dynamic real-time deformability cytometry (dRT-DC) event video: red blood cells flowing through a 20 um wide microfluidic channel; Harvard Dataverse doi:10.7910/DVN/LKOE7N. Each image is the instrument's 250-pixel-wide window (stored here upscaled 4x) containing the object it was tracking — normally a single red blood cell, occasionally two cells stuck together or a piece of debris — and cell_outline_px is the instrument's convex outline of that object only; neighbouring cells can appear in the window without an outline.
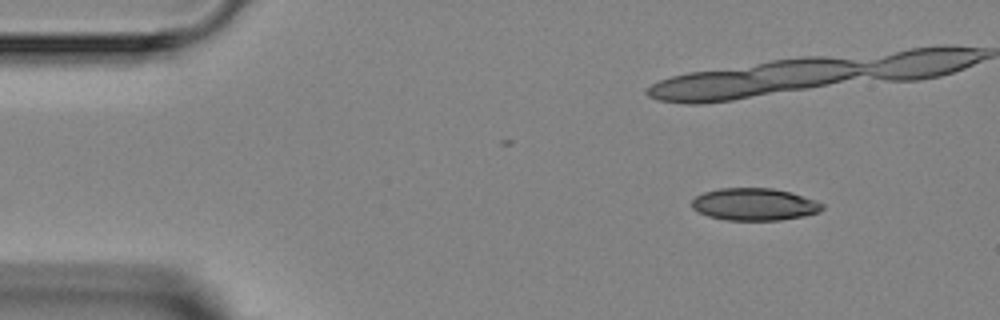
{"species": "Egyptian fruit bat (a non-hibernating species)", "species_latin": "Rousettus aegyptiacus", "temperature_condition": "room temperature", "stored_images_in_passage": 3, "camera_frame_rate_fps": 3000, "um_per_image_px": 0.085, "animal": {"sex": "female"}, "frame": {"image": 1, "passage_image": 1, "time_ms": 0.0, "image_size_px": [1000, 320], "cell_outline_px": [[824, 208], [820, 212], [804, 216], [780, 220], [728, 220], [708, 216], [692, 208], [692, 200], [696, 196], [704, 192], [720, 188], [772, 188], [788, 192], [824, 204]], "centroid_in_image_um": [64.11, 17.37], "position_along_channel_um": 20.9, "area_um2": 24.28}}